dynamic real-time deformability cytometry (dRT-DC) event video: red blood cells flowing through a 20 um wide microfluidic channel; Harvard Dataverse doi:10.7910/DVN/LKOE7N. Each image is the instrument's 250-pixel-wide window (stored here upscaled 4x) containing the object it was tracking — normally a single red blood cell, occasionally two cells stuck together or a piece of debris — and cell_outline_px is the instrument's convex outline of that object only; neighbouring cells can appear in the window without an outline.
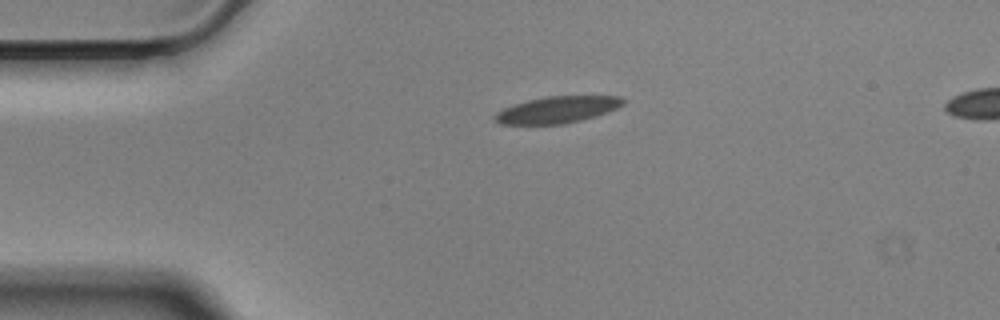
{"species": "Egyptian fruit bat (a non-hibernating species)", "species_latin": "Rousettus aegyptiacus", "temperature_condition": "cold", "stored_images_in_passage": 46, "camera_frame_rate_fps": 3000, "um_per_image_px": 0.085, "animal": {"sex": "male"}, "frame": {"image": 1, "passage_image": 1, "time_ms": 0.0, "image_size_px": [1000, 320], "cell_outline_px": [[628, 100], [624, 104], [616, 108], [580, 120], [564, 124], [500, 124], [492, 120], [492, 116], [496, 112], [512, 104], [528, 100], [548, 96], [620, 96]], "centroid_in_image_um": [47.31, 9.32], "position_along_channel_um": 37.7, "area_um2": 19.88}}
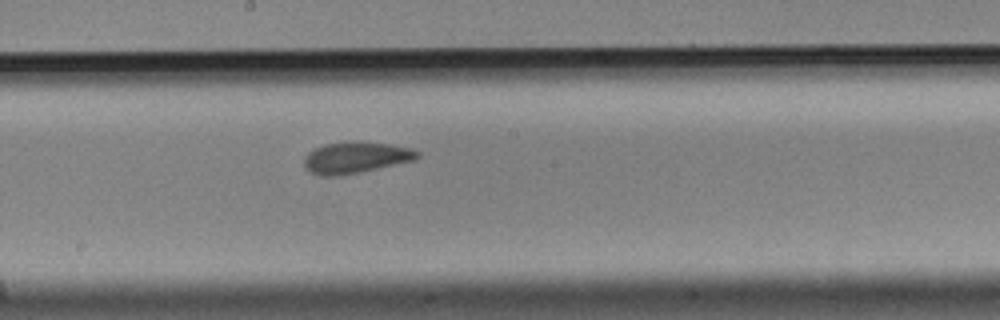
{"frame": {"image": 2, "passage_image": 19, "time_ms": 6.0, "image_size_px": [1000, 320], "cell_outline_px": [[420, 156], [416, 160], [360, 172], [340, 176], [320, 176], [308, 172], [304, 168], [304, 156], [312, 148], [324, 144], [344, 140], [360, 140], [392, 144], [412, 148], [420, 152]], "centroid_in_image_um": [30.21, 13.37], "position_along_channel_um": 218.0, "area_um2": 21.56}}
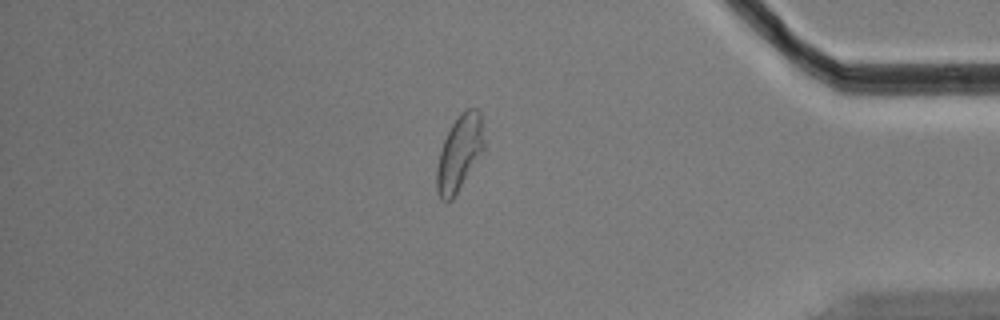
{"frame": {"image": 3, "passage_image": 37, "time_ms": 12.0, "image_size_px": [1000, 320], "cell_outline_px": [[484, 148], [452, 200], [444, 204], [440, 200], [436, 192], [436, 168], [440, 148], [452, 124], [460, 112], [464, 108], [476, 108], [480, 112], [484, 140]], "centroid_in_image_um": [39.01, 13.02], "position_along_channel_um": 396.2, "area_um2": 20.87}, "authors_computed_cell_mechanics": {"area_um2": 20.5768, "velocity_mm_per_s": 3.4994, "shape_relaxation_time_tau1_ms": 4.6824, "shape_relaxation_time_tau2_ms": 1.6419, "deformation_change_tau1": 0.1438, "deformation_change_tau2": 0.0743}}